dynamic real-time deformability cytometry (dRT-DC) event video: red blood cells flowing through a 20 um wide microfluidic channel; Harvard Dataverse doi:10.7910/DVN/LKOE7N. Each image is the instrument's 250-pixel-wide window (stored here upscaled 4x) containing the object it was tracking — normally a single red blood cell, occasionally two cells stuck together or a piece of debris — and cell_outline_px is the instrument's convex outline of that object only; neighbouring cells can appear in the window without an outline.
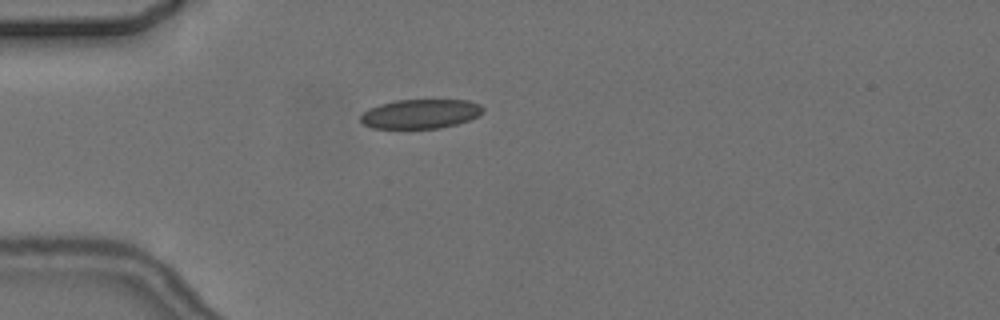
{"species": "common noctule bat (a hibernating species)", "species_latin": "Nyctalus noctula", "temperature_condition": "cold", "stored_images_in_passage": 3, "camera_frame_rate_fps": 3000, "um_per_image_px": 0.085, "animal": {"sex": "female", "body_mass_g": 24.6, "forearm_length_mm": 56.2}, "frame": {"image": 1, "passage_image": 3, "time_ms": 2.333, "image_size_px": [1000, 320], "cell_outline_px": [[484, 112], [480, 116], [456, 124], [440, 128], [372, 128], [364, 124], [360, 120], [360, 116], [368, 108], [380, 104], [396, 100], [468, 100], [480, 104], [484, 108]], "centroid_in_image_um": [35.76, 9.67], "position_along_channel_um": 49.2, "area_um2": 20.98}}